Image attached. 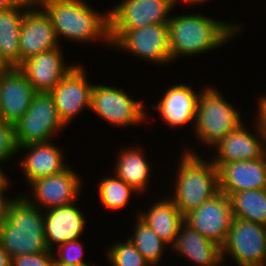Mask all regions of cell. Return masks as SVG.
<instances>
[{
    "mask_svg": "<svg viewBox=\"0 0 266 266\" xmlns=\"http://www.w3.org/2000/svg\"><path fill=\"white\" fill-rule=\"evenodd\" d=\"M27 198L6 199L0 221V242L10 258L48 251L44 214Z\"/></svg>",
    "mask_w": 266,
    "mask_h": 266,
    "instance_id": "obj_1",
    "label": "cell"
},
{
    "mask_svg": "<svg viewBox=\"0 0 266 266\" xmlns=\"http://www.w3.org/2000/svg\"><path fill=\"white\" fill-rule=\"evenodd\" d=\"M37 6L50 16L57 39L62 35L86 42L103 37L111 44L109 12L101 16L84 0H39Z\"/></svg>",
    "mask_w": 266,
    "mask_h": 266,
    "instance_id": "obj_2",
    "label": "cell"
},
{
    "mask_svg": "<svg viewBox=\"0 0 266 266\" xmlns=\"http://www.w3.org/2000/svg\"><path fill=\"white\" fill-rule=\"evenodd\" d=\"M168 26L172 59L179 55H191L212 50L240 31V26L237 24L229 25L198 14L170 17Z\"/></svg>",
    "mask_w": 266,
    "mask_h": 266,
    "instance_id": "obj_3",
    "label": "cell"
},
{
    "mask_svg": "<svg viewBox=\"0 0 266 266\" xmlns=\"http://www.w3.org/2000/svg\"><path fill=\"white\" fill-rule=\"evenodd\" d=\"M171 199L183 215L200 207L219 192L218 171L213 162L206 163L193 152H184Z\"/></svg>",
    "mask_w": 266,
    "mask_h": 266,
    "instance_id": "obj_4",
    "label": "cell"
},
{
    "mask_svg": "<svg viewBox=\"0 0 266 266\" xmlns=\"http://www.w3.org/2000/svg\"><path fill=\"white\" fill-rule=\"evenodd\" d=\"M231 105L215 89L208 87L202 91L198 99L195 129L204 144L206 142L214 147L242 124L239 112Z\"/></svg>",
    "mask_w": 266,
    "mask_h": 266,
    "instance_id": "obj_5",
    "label": "cell"
},
{
    "mask_svg": "<svg viewBox=\"0 0 266 266\" xmlns=\"http://www.w3.org/2000/svg\"><path fill=\"white\" fill-rule=\"evenodd\" d=\"M63 126L50 92H37L29 109L14 124L17 146L49 142L52 134Z\"/></svg>",
    "mask_w": 266,
    "mask_h": 266,
    "instance_id": "obj_6",
    "label": "cell"
},
{
    "mask_svg": "<svg viewBox=\"0 0 266 266\" xmlns=\"http://www.w3.org/2000/svg\"><path fill=\"white\" fill-rule=\"evenodd\" d=\"M111 45L153 62H171L168 24H152L137 29H110Z\"/></svg>",
    "mask_w": 266,
    "mask_h": 266,
    "instance_id": "obj_7",
    "label": "cell"
},
{
    "mask_svg": "<svg viewBox=\"0 0 266 266\" xmlns=\"http://www.w3.org/2000/svg\"><path fill=\"white\" fill-rule=\"evenodd\" d=\"M265 228L261 224L234 217L221 247L222 260L223 255L229 252L227 254H231L238 266H266Z\"/></svg>",
    "mask_w": 266,
    "mask_h": 266,
    "instance_id": "obj_8",
    "label": "cell"
},
{
    "mask_svg": "<svg viewBox=\"0 0 266 266\" xmlns=\"http://www.w3.org/2000/svg\"><path fill=\"white\" fill-rule=\"evenodd\" d=\"M233 218L229 197L219 191L200 207L184 215V222L208 240L222 247Z\"/></svg>",
    "mask_w": 266,
    "mask_h": 266,
    "instance_id": "obj_9",
    "label": "cell"
},
{
    "mask_svg": "<svg viewBox=\"0 0 266 266\" xmlns=\"http://www.w3.org/2000/svg\"><path fill=\"white\" fill-rule=\"evenodd\" d=\"M90 109L117 126L133 125L145 119L143 104L134 101L121 88L116 87L93 85Z\"/></svg>",
    "mask_w": 266,
    "mask_h": 266,
    "instance_id": "obj_10",
    "label": "cell"
},
{
    "mask_svg": "<svg viewBox=\"0 0 266 266\" xmlns=\"http://www.w3.org/2000/svg\"><path fill=\"white\" fill-rule=\"evenodd\" d=\"M176 0H124L109 11L110 29H137L168 24Z\"/></svg>",
    "mask_w": 266,
    "mask_h": 266,
    "instance_id": "obj_11",
    "label": "cell"
},
{
    "mask_svg": "<svg viewBox=\"0 0 266 266\" xmlns=\"http://www.w3.org/2000/svg\"><path fill=\"white\" fill-rule=\"evenodd\" d=\"M75 65L50 91L60 120L66 126L83 108H90L93 85L86 80L85 71Z\"/></svg>",
    "mask_w": 266,
    "mask_h": 266,
    "instance_id": "obj_12",
    "label": "cell"
},
{
    "mask_svg": "<svg viewBox=\"0 0 266 266\" xmlns=\"http://www.w3.org/2000/svg\"><path fill=\"white\" fill-rule=\"evenodd\" d=\"M57 42L55 29L46 11L42 7L41 11L25 8L19 38L20 65L43 51L58 48Z\"/></svg>",
    "mask_w": 266,
    "mask_h": 266,
    "instance_id": "obj_13",
    "label": "cell"
},
{
    "mask_svg": "<svg viewBox=\"0 0 266 266\" xmlns=\"http://www.w3.org/2000/svg\"><path fill=\"white\" fill-rule=\"evenodd\" d=\"M219 191L232 193L266 189V153L259 159L221 164L218 168Z\"/></svg>",
    "mask_w": 266,
    "mask_h": 266,
    "instance_id": "obj_14",
    "label": "cell"
},
{
    "mask_svg": "<svg viewBox=\"0 0 266 266\" xmlns=\"http://www.w3.org/2000/svg\"><path fill=\"white\" fill-rule=\"evenodd\" d=\"M36 93L26 75L18 67H11L1 83L0 118L11 124L17 123L29 109Z\"/></svg>",
    "mask_w": 266,
    "mask_h": 266,
    "instance_id": "obj_15",
    "label": "cell"
},
{
    "mask_svg": "<svg viewBox=\"0 0 266 266\" xmlns=\"http://www.w3.org/2000/svg\"><path fill=\"white\" fill-rule=\"evenodd\" d=\"M62 57L59 48H53L27 59L18 68L37 92H50L74 67L64 65Z\"/></svg>",
    "mask_w": 266,
    "mask_h": 266,
    "instance_id": "obj_16",
    "label": "cell"
},
{
    "mask_svg": "<svg viewBox=\"0 0 266 266\" xmlns=\"http://www.w3.org/2000/svg\"><path fill=\"white\" fill-rule=\"evenodd\" d=\"M80 184L77 174L70 170L69 166L60 173L31 182L36 201L49 209L76 201L81 188Z\"/></svg>",
    "mask_w": 266,
    "mask_h": 266,
    "instance_id": "obj_17",
    "label": "cell"
},
{
    "mask_svg": "<svg viewBox=\"0 0 266 266\" xmlns=\"http://www.w3.org/2000/svg\"><path fill=\"white\" fill-rule=\"evenodd\" d=\"M44 216L45 241L49 250L77 240L85 227V218L74 203L49 209Z\"/></svg>",
    "mask_w": 266,
    "mask_h": 266,
    "instance_id": "obj_18",
    "label": "cell"
},
{
    "mask_svg": "<svg viewBox=\"0 0 266 266\" xmlns=\"http://www.w3.org/2000/svg\"><path fill=\"white\" fill-rule=\"evenodd\" d=\"M218 157L212 160L218 168L221 164L235 161H251L261 158L266 147L254 134L246 131L243 123L227 134L217 144Z\"/></svg>",
    "mask_w": 266,
    "mask_h": 266,
    "instance_id": "obj_19",
    "label": "cell"
},
{
    "mask_svg": "<svg viewBox=\"0 0 266 266\" xmlns=\"http://www.w3.org/2000/svg\"><path fill=\"white\" fill-rule=\"evenodd\" d=\"M190 86L180 84L168 88L163 99L154 106L168 125L176 127L196 120L200 93H194Z\"/></svg>",
    "mask_w": 266,
    "mask_h": 266,
    "instance_id": "obj_20",
    "label": "cell"
},
{
    "mask_svg": "<svg viewBox=\"0 0 266 266\" xmlns=\"http://www.w3.org/2000/svg\"><path fill=\"white\" fill-rule=\"evenodd\" d=\"M172 246L184 257L195 262L196 266H219L222 262L221 247L185 222L182 223Z\"/></svg>",
    "mask_w": 266,
    "mask_h": 266,
    "instance_id": "obj_21",
    "label": "cell"
},
{
    "mask_svg": "<svg viewBox=\"0 0 266 266\" xmlns=\"http://www.w3.org/2000/svg\"><path fill=\"white\" fill-rule=\"evenodd\" d=\"M29 149L27 157L21 162L25 178L29 183L49 175L60 173L68 166L63 163L62 151L49 142L19 146Z\"/></svg>",
    "mask_w": 266,
    "mask_h": 266,
    "instance_id": "obj_22",
    "label": "cell"
},
{
    "mask_svg": "<svg viewBox=\"0 0 266 266\" xmlns=\"http://www.w3.org/2000/svg\"><path fill=\"white\" fill-rule=\"evenodd\" d=\"M166 244L175 242L178 231L184 222V215L170 199L158 201L147 213L138 216Z\"/></svg>",
    "mask_w": 266,
    "mask_h": 266,
    "instance_id": "obj_23",
    "label": "cell"
},
{
    "mask_svg": "<svg viewBox=\"0 0 266 266\" xmlns=\"http://www.w3.org/2000/svg\"><path fill=\"white\" fill-rule=\"evenodd\" d=\"M228 197L233 217L266 226V189L235 192Z\"/></svg>",
    "mask_w": 266,
    "mask_h": 266,
    "instance_id": "obj_24",
    "label": "cell"
},
{
    "mask_svg": "<svg viewBox=\"0 0 266 266\" xmlns=\"http://www.w3.org/2000/svg\"><path fill=\"white\" fill-rule=\"evenodd\" d=\"M118 157L116 168V175L131 185L135 190L144 191L148 184L149 164L139 150L128 149L122 151Z\"/></svg>",
    "mask_w": 266,
    "mask_h": 266,
    "instance_id": "obj_25",
    "label": "cell"
},
{
    "mask_svg": "<svg viewBox=\"0 0 266 266\" xmlns=\"http://www.w3.org/2000/svg\"><path fill=\"white\" fill-rule=\"evenodd\" d=\"M137 219L134 236L129 239L150 265H156L167 244L145 222Z\"/></svg>",
    "mask_w": 266,
    "mask_h": 266,
    "instance_id": "obj_26",
    "label": "cell"
},
{
    "mask_svg": "<svg viewBox=\"0 0 266 266\" xmlns=\"http://www.w3.org/2000/svg\"><path fill=\"white\" fill-rule=\"evenodd\" d=\"M137 192L131 185L115 175V178L101 180L98 187L99 196L104 207L117 210L124 207L129 201L131 192Z\"/></svg>",
    "mask_w": 266,
    "mask_h": 266,
    "instance_id": "obj_27",
    "label": "cell"
},
{
    "mask_svg": "<svg viewBox=\"0 0 266 266\" xmlns=\"http://www.w3.org/2000/svg\"><path fill=\"white\" fill-rule=\"evenodd\" d=\"M110 248L107 255L112 266H150L129 238L127 242L116 243Z\"/></svg>",
    "mask_w": 266,
    "mask_h": 266,
    "instance_id": "obj_28",
    "label": "cell"
},
{
    "mask_svg": "<svg viewBox=\"0 0 266 266\" xmlns=\"http://www.w3.org/2000/svg\"><path fill=\"white\" fill-rule=\"evenodd\" d=\"M20 32L0 33V58L10 67L20 66Z\"/></svg>",
    "mask_w": 266,
    "mask_h": 266,
    "instance_id": "obj_29",
    "label": "cell"
},
{
    "mask_svg": "<svg viewBox=\"0 0 266 266\" xmlns=\"http://www.w3.org/2000/svg\"><path fill=\"white\" fill-rule=\"evenodd\" d=\"M34 5L18 1L12 8L0 11V33L21 32V23L25 15L24 8Z\"/></svg>",
    "mask_w": 266,
    "mask_h": 266,
    "instance_id": "obj_30",
    "label": "cell"
},
{
    "mask_svg": "<svg viewBox=\"0 0 266 266\" xmlns=\"http://www.w3.org/2000/svg\"><path fill=\"white\" fill-rule=\"evenodd\" d=\"M18 150L14 124L0 118V162L7 161V158H11Z\"/></svg>",
    "mask_w": 266,
    "mask_h": 266,
    "instance_id": "obj_31",
    "label": "cell"
},
{
    "mask_svg": "<svg viewBox=\"0 0 266 266\" xmlns=\"http://www.w3.org/2000/svg\"><path fill=\"white\" fill-rule=\"evenodd\" d=\"M58 247L59 257H55V262L61 265H75L85 263L82 260V245L77 240H71Z\"/></svg>",
    "mask_w": 266,
    "mask_h": 266,
    "instance_id": "obj_32",
    "label": "cell"
},
{
    "mask_svg": "<svg viewBox=\"0 0 266 266\" xmlns=\"http://www.w3.org/2000/svg\"><path fill=\"white\" fill-rule=\"evenodd\" d=\"M51 250L42 253L24 254L11 258V266H53L55 256Z\"/></svg>",
    "mask_w": 266,
    "mask_h": 266,
    "instance_id": "obj_33",
    "label": "cell"
},
{
    "mask_svg": "<svg viewBox=\"0 0 266 266\" xmlns=\"http://www.w3.org/2000/svg\"><path fill=\"white\" fill-rule=\"evenodd\" d=\"M0 266H11V258L0 242Z\"/></svg>",
    "mask_w": 266,
    "mask_h": 266,
    "instance_id": "obj_34",
    "label": "cell"
},
{
    "mask_svg": "<svg viewBox=\"0 0 266 266\" xmlns=\"http://www.w3.org/2000/svg\"><path fill=\"white\" fill-rule=\"evenodd\" d=\"M259 116L257 121H266V97L260 98L259 101Z\"/></svg>",
    "mask_w": 266,
    "mask_h": 266,
    "instance_id": "obj_35",
    "label": "cell"
},
{
    "mask_svg": "<svg viewBox=\"0 0 266 266\" xmlns=\"http://www.w3.org/2000/svg\"><path fill=\"white\" fill-rule=\"evenodd\" d=\"M257 124V134L260 135L258 137H260L264 143V141H266V121H258Z\"/></svg>",
    "mask_w": 266,
    "mask_h": 266,
    "instance_id": "obj_36",
    "label": "cell"
},
{
    "mask_svg": "<svg viewBox=\"0 0 266 266\" xmlns=\"http://www.w3.org/2000/svg\"><path fill=\"white\" fill-rule=\"evenodd\" d=\"M18 0H0V11L12 8Z\"/></svg>",
    "mask_w": 266,
    "mask_h": 266,
    "instance_id": "obj_37",
    "label": "cell"
},
{
    "mask_svg": "<svg viewBox=\"0 0 266 266\" xmlns=\"http://www.w3.org/2000/svg\"><path fill=\"white\" fill-rule=\"evenodd\" d=\"M0 169V192H4L8 185V180L6 175Z\"/></svg>",
    "mask_w": 266,
    "mask_h": 266,
    "instance_id": "obj_38",
    "label": "cell"
},
{
    "mask_svg": "<svg viewBox=\"0 0 266 266\" xmlns=\"http://www.w3.org/2000/svg\"><path fill=\"white\" fill-rule=\"evenodd\" d=\"M11 67L8 66L5 63H0V93H1V83L3 80V76L5 75V73L10 69Z\"/></svg>",
    "mask_w": 266,
    "mask_h": 266,
    "instance_id": "obj_39",
    "label": "cell"
},
{
    "mask_svg": "<svg viewBox=\"0 0 266 266\" xmlns=\"http://www.w3.org/2000/svg\"><path fill=\"white\" fill-rule=\"evenodd\" d=\"M3 192H0V221L2 219L3 216V212H4V205H5V199L4 196L2 194Z\"/></svg>",
    "mask_w": 266,
    "mask_h": 266,
    "instance_id": "obj_40",
    "label": "cell"
},
{
    "mask_svg": "<svg viewBox=\"0 0 266 266\" xmlns=\"http://www.w3.org/2000/svg\"><path fill=\"white\" fill-rule=\"evenodd\" d=\"M18 1L30 3L32 5H37L39 0H18Z\"/></svg>",
    "mask_w": 266,
    "mask_h": 266,
    "instance_id": "obj_41",
    "label": "cell"
},
{
    "mask_svg": "<svg viewBox=\"0 0 266 266\" xmlns=\"http://www.w3.org/2000/svg\"><path fill=\"white\" fill-rule=\"evenodd\" d=\"M53 266H89L86 263L83 264H75V265H61V264H57L56 262H54Z\"/></svg>",
    "mask_w": 266,
    "mask_h": 266,
    "instance_id": "obj_42",
    "label": "cell"
},
{
    "mask_svg": "<svg viewBox=\"0 0 266 266\" xmlns=\"http://www.w3.org/2000/svg\"><path fill=\"white\" fill-rule=\"evenodd\" d=\"M186 3H192V4H196V3H200L203 2L204 0H184Z\"/></svg>",
    "mask_w": 266,
    "mask_h": 266,
    "instance_id": "obj_43",
    "label": "cell"
}]
</instances>
